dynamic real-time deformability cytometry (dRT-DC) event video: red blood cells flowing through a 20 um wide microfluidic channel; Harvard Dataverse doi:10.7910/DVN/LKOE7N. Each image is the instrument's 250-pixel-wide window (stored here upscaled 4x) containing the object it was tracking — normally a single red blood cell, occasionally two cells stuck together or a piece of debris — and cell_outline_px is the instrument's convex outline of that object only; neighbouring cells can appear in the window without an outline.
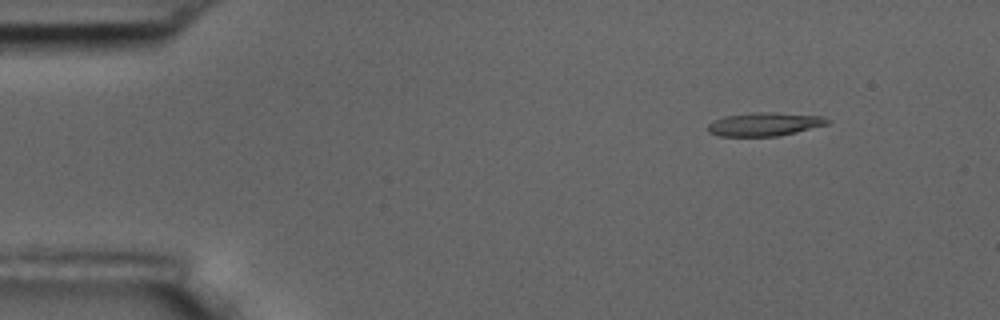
{"species": "common noctule bat (a hibernating species)", "species_latin": "Nyctalus noctula", "temperature_condition": "room temperature", "stored_images_in_passage": 3, "camera_frame_rate_fps": 3000, "um_per_image_px": 0.085, "animal": {"sex": "male", "body_mass_g": 17.5, "forearm_length_mm": 52.3}, "frame": {"image": 1, "passage_image": 1, "time_ms": 0.0, "image_size_px": [1000, 320], "cell_outline_px": [[832, 120], [828, 124], [796, 132], [776, 136], [720, 136], [708, 132], [708, 124], [712, 120], [724, 116], [752, 112], [772, 112], [824, 116]], "centroid_in_image_um": [64.98, 10.54], "position_along_channel_um": 20.0, "area_um2": 16.47}}
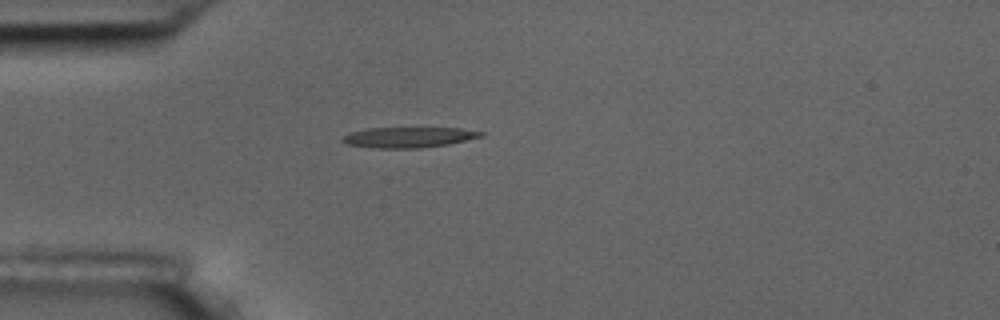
{"frame": {"image": 2, "passage_image": 3, "time_ms": 3.0, "image_size_px": [1000, 320], "cell_outline_px": [[484, 136], [448, 144], [420, 148], [372, 148], [348, 144], [340, 140], [344, 136], [352, 132], [368, 128], [460, 128], [484, 132]], "centroid_in_image_um": [34.74, 11.67], "position_along_channel_um": 50.3, "area_um2": 16.42}}